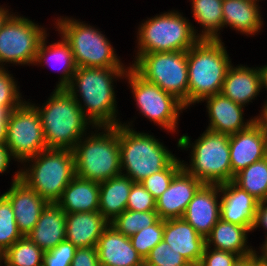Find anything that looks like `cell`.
I'll return each instance as SVG.
<instances>
[{"label": "cell", "mask_w": 267, "mask_h": 266, "mask_svg": "<svg viewBox=\"0 0 267 266\" xmlns=\"http://www.w3.org/2000/svg\"><path fill=\"white\" fill-rule=\"evenodd\" d=\"M128 68H76L71 82L65 89L75 98L95 127L121 124L117 119L113 82L117 81L116 78H125Z\"/></svg>", "instance_id": "6da1fadb"}, {"label": "cell", "mask_w": 267, "mask_h": 266, "mask_svg": "<svg viewBox=\"0 0 267 266\" xmlns=\"http://www.w3.org/2000/svg\"><path fill=\"white\" fill-rule=\"evenodd\" d=\"M32 105L41 118L48 149L72 150L89 125L96 128L66 89L55 88L43 106Z\"/></svg>", "instance_id": "7a4b0ae2"}, {"label": "cell", "mask_w": 267, "mask_h": 266, "mask_svg": "<svg viewBox=\"0 0 267 266\" xmlns=\"http://www.w3.org/2000/svg\"><path fill=\"white\" fill-rule=\"evenodd\" d=\"M221 39H200L187 51L188 107L221 93L232 65Z\"/></svg>", "instance_id": "3957f363"}, {"label": "cell", "mask_w": 267, "mask_h": 266, "mask_svg": "<svg viewBox=\"0 0 267 266\" xmlns=\"http://www.w3.org/2000/svg\"><path fill=\"white\" fill-rule=\"evenodd\" d=\"M104 130L98 132V130ZM72 149L75 176L95 182L107 181L122 173L119 147V125L96 127Z\"/></svg>", "instance_id": "277c9868"}, {"label": "cell", "mask_w": 267, "mask_h": 266, "mask_svg": "<svg viewBox=\"0 0 267 266\" xmlns=\"http://www.w3.org/2000/svg\"><path fill=\"white\" fill-rule=\"evenodd\" d=\"M194 142L191 145L187 134L178 139V148L186 150L192 147L191 162L189 165L184 162L183 168L203 184L220 185L233 181L229 135L205 130Z\"/></svg>", "instance_id": "5b68a950"}, {"label": "cell", "mask_w": 267, "mask_h": 266, "mask_svg": "<svg viewBox=\"0 0 267 266\" xmlns=\"http://www.w3.org/2000/svg\"><path fill=\"white\" fill-rule=\"evenodd\" d=\"M128 124H119L121 174L130 177L133 182H141L165 169L177 158L153 135L137 132L130 125L132 122Z\"/></svg>", "instance_id": "8992f818"}, {"label": "cell", "mask_w": 267, "mask_h": 266, "mask_svg": "<svg viewBox=\"0 0 267 266\" xmlns=\"http://www.w3.org/2000/svg\"><path fill=\"white\" fill-rule=\"evenodd\" d=\"M29 167L25 168V164ZM25 163V164H24ZM19 179L48 203H56L63 190L75 177L74 154L71 149H47L23 162Z\"/></svg>", "instance_id": "52a82bcc"}, {"label": "cell", "mask_w": 267, "mask_h": 266, "mask_svg": "<svg viewBox=\"0 0 267 266\" xmlns=\"http://www.w3.org/2000/svg\"><path fill=\"white\" fill-rule=\"evenodd\" d=\"M137 33V55L188 51L200 40L194 25L175 10L147 18Z\"/></svg>", "instance_id": "ba28073f"}, {"label": "cell", "mask_w": 267, "mask_h": 266, "mask_svg": "<svg viewBox=\"0 0 267 266\" xmlns=\"http://www.w3.org/2000/svg\"><path fill=\"white\" fill-rule=\"evenodd\" d=\"M55 24L70 44L77 68H126L99 29L71 17H58Z\"/></svg>", "instance_id": "9c48e42d"}, {"label": "cell", "mask_w": 267, "mask_h": 266, "mask_svg": "<svg viewBox=\"0 0 267 266\" xmlns=\"http://www.w3.org/2000/svg\"><path fill=\"white\" fill-rule=\"evenodd\" d=\"M130 67L144 80L174 95L188 107L187 51L136 55Z\"/></svg>", "instance_id": "30bf717a"}, {"label": "cell", "mask_w": 267, "mask_h": 266, "mask_svg": "<svg viewBox=\"0 0 267 266\" xmlns=\"http://www.w3.org/2000/svg\"><path fill=\"white\" fill-rule=\"evenodd\" d=\"M125 78L128 79L139 113L168 132H176L179 114L186 109L183 103L159 86L144 80L130 66Z\"/></svg>", "instance_id": "8fae6325"}, {"label": "cell", "mask_w": 267, "mask_h": 266, "mask_svg": "<svg viewBox=\"0 0 267 266\" xmlns=\"http://www.w3.org/2000/svg\"><path fill=\"white\" fill-rule=\"evenodd\" d=\"M13 14L0 30V68H4L7 62L23 66L33 64L39 44L47 34L43 26L27 17Z\"/></svg>", "instance_id": "7c38bea8"}, {"label": "cell", "mask_w": 267, "mask_h": 266, "mask_svg": "<svg viewBox=\"0 0 267 266\" xmlns=\"http://www.w3.org/2000/svg\"><path fill=\"white\" fill-rule=\"evenodd\" d=\"M5 146L12 158L21 164L47 150L41 118L31 102L11 111L7 122Z\"/></svg>", "instance_id": "4fadbf2b"}, {"label": "cell", "mask_w": 267, "mask_h": 266, "mask_svg": "<svg viewBox=\"0 0 267 266\" xmlns=\"http://www.w3.org/2000/svg\"><path fill=\"white\" fill-rule=\"evenodd\" d=\"M230 161L235 176L252 163L267 157V138L258 119L248 128L229 135Z\"/></svg>", "instance_id": "5bb4252c"}, {"label": "cell", "mask_w": 267, "mask_h": 266, "mask_svg": "<svg viewBox=\"0 0 267 266\" xmlns=\"http://www.w3.org/2000/svg\"><path fill=\"white\" fill-rule=\"evenodd\" d=\"M13 177L11 188L3 195L12 205L19 232L27 236L36 226L48 202L19 179V171Z\"/></svg>", "instance_id": "9a60e30c"}, {"label": "cell", "mask_w": 267, "mask_h": 266, "mask_svg": "<svg viewBox=\"0 0 267 266\" xmlns=\"http://www.w3.org/2000/svg\"><path fill=\"white\" fill-rule=\"evenodd\" d=\"M203 183L182 168L169 187L156 199V212L162 220L182 218L189 202Z\"/></svg>", "instance_id": "2e32d148"}, {"label": "cell", "mask_w": 267, "mask_h": 266, "mask_svg": "<svg viewBox=\"0 0 267 266\" xmlns=\"http://www.w3.org/2000/svg\"><path fill=\"white\" fill-rule=\"evenodd\" d=\"M219 198L220 185L203 184L189 202L182 217L205 239L221 219Z\"/></svg>", "instance_id": "e0dca14e"}, {"label": "cell", "mask_w": 267, "mask_h": 266, "mask_svg": "<svg viewBox=\"0 0 267 266\" xmlns=\"http://www.w3.org/2000/svg\"><path fill=\"white\" fill-rule=\"evenodd\" d=\"M220 194V218L252 232L259 201L233 181L220 184Z\"/></svg>", "instance_id": "ac0fdd59"}, {"label": "cell", "mask_w": 267, "mask_h": 266, "mask_svg": "<svg viewBox=\"0 0 267 266\" xmlns=\"http://www.w3.org/2000/svg\"><path fill=\"white\" fill-rule=\"evenodd\" d=\"M202 101L207 103L210 122L206 130L215 133L231 135L248 128L257 119L254 116L244 122V106L233 102L222 93L206 97Z\"/></svg>", "instance_id": "d6986e66"}, {"label": "cell", "mask_w": 267, "mask_h": 266, "mask_svg": "<svg viewBox=\"0 0 267 266\" xmlns=\"http://www.w3.org/2000/svg\"><path fill=\"white\" fill-rule=\"evenodd\" d=\"M192 266H198L206 246L202 237L183 218L164 220L163 239Z\"/></svg>", "instance_id": "ffe728a7"}, {"label": "cell", "mask_w": 267, "mask_h": 266, "mask_svg": "<svg viewBox=\"0 0 267 266\" xmlns=\"http://www.w3.org/2000/svg\"><path fill=\"white\" fill-rule=\"evenodd\" d=\"M96 247L100 265L144 266V260L132 246L130 238L110 224L102 232Z\"/></svg>", "instance_id": "44dd1931"}, {"label": "cell", "mask_w": 267, "mask_h": 266, "mask_svg": "<svg viewBox=\"0 0 267 266\" xmlns=\"http://www.w3.org/2000/svg\"><path fill=\"white\" fill-rule=\"evenodd\" d=\"M262 87L260 67L231 65L226 73L221 93L233 102L246 106L257 98Z\"/></svg>", "instance_id": "7402d4cb"}, {"label": "cell", "mask_w": 267, "mask_h": 266, "mask_svg": "<svg viewBox=\"0 0 267 266\" xmlns=\"http://www.w3.org/2000/svg\"><path fill=\"white\" fill-rule=\"evenodd\" d=\"M66 213L57 203H48L41 211L36 226L27 235L44 252L66 240Z\"/></svg>", "instance_id": "603a6c76"}, {"label": "cell", "mask_w": 267, "mask_h": 266, "mask_svg": "<svg viewBox=\"0 0 267 266\" xmlns=\"http://www.w3.org/2000/svg\"><path fill=\"white\" fill-rule=\"evenodd\" d=\"M109 222L99 212L66 213V240L76 248L97 246Z\"/></svg>", "instance_id": "cb8c5ba5"}, {"label": "cell", "mask_w": 267, "mask_h": 266, "mask_svg": "<svg viewBox=\"0 0 267 266\" xmlns=\"http://www.w3.org/2000/svg\"><path fill=\"white\" fill-rule=\"evenodd\" d=\"M99 190L98 182L75 176L56 203L65 213L96 212L99 211Z\"/></svg>", "instance_id": "d4e9b609"}, {"label": "cell", "mask_w": 267, "mask_h": 266, "mask_svg": "<svg viewBox=\"0 0 267 266\" xmlns=\"http://www.w3.org/2000/svg\"><path fill=\"white\" fill-rule=\"evenodd\" d=\"M47 35L48 34L43 37L39 44L33 65L46 63V65H52L51 68L57 65L58 68L56 67V69L60 70L62 75L59 78L60 80L56 85V89H65L71 82L72 76L77 68L74 62L73 52L70 48V44L62 35L60 36L61 41L59 40L47 46ZM50 61H53L54 65Z\"/></svg>", "instance_id": "484cf974"}, {"label": "cell", "mask_w": 267, "mask_h": 266, "mask_svg": "<svg viewBox=\"0 0 267 266\" xmlns=\"http://www.w3.org/2000/svg\"><path fill=\"white\" fill-rule=\"evenodd\" d=\"M223 28L229 26L241 34L255 35L261 31L263 21L260 7L249 0H223Z\"/></svg>", "instance_id": "4316f807"}, {"label": "cell", "mask_w": 267, "mask_h": 266, "mask_svg": "<svg viewBox=\"0 0 267 266\" xmlns=\"http://www.w3.org/2000/svg\"><path fill=\"white\" fill-rule=\"evenodd\" d=\"M249 232L251 231L245 226L225 222L220 219L206 237V246L245 257L256 251L252 246L247 245V235Z\"/></svg>", "instance_id": "83f0119b"}, {"label": "cell", "mask_w": 267, "mask_h": 266, "mask_svg": "<svg viewBox=\"0 0 267 266\" xmlns=\"http://www.w3.org/2000/svg\"><path fill=\"white\" fill-rule=\"evenodd\" d=\"M133 183L123 174L99 183V212L109 223L126 210Z\"/></svg>", "instance_id": "f1b7e54d"}, {"label": "cell", "mask_w": 267, "mask_h": 266, "mask_svg": "<svg viewBox=\"0 0 267 266\" xmlns=\"http://www.w3.org/2000/svg\"><path fill=\"white\" fill-rule=\"evenodd\" d=\"M193 17L202 26L200 39H221L223 29V0H191Z\"/></svg>", "instance_id": "f546056e"}, {"label": "cell", "mask_w": 267, "mask_h": 266, "mask_svg": "<svg viewBox=\"0 0 267 266\" xmlns=\"http://www.w3.org/2000/svg\"><path fill=\"white\" fill-rule=\"evenodd\" d=\"M233 182L260 201H267V157L238 172Z\"/></svg>", "instance_id": "4dcf8cb0"}, {"label": "cell", "mask_w": 267, "mask_h": 266, "mask_svg": "<svg viewBox=\"0 0 267 266\" xmlns=\"http://www.w3.org/2000/svg\"><path fill=\"white\" fill-rule=\"evenodd\" d=\"M44 251L22 236L4 252V266H42Z\"/></svg>", "instance_id": "1f68e13d"}, {"label": "cell", "mask_w": 267, "mask_h": 266, "mask_svg": "<svg viewBox=\"0 0 267 266\" xmlns=\"http://www.w3.org/2000/svg\"><path fill=\"white\" fill-rule=\"evenodd\" d=\"M158 219L156 211L137 212L126 209L109 224L123 235L131 237L143 228L153 225Z\"/></svg>", "instance_id": "d6a6232c"}, {"label": "cell", "mask_w": 267, "mask_h": 266, "mask_svg": "<svg viewBox=\"0 0 267 266\" xmlns=\"http://www.w3.org/2000/svg\"><path fill=\"white\" fill-rule=\"evenodd\" d=\"M22 237L14 217L11 203L0 195V250L4 253Z\"/></svg>", "instance_id": "836d02e7"}, {"label": "cell", "mask_w": 267, "mask_h": 266, "mask_svg": "<svg viewBox=\"0 0 267 266\" xmlns=\"http://www.w3.org/2000/svg\"><path fill=\"white\" fill-rule=\"evenodd\" d=\"M164 220L158 219L153 225L143 228L130 238L131 244L143 260L150 251L163 239Z\"/></svg>", "instance_id": "e575fe53"}, {"label": "cell", "mask_w": 267, "mask_h": 266, "mask_svg": "<svg viewBox=\"0 0 267 266\" xmlns=\"http://www.w3.org/2000/svg\"><path fill=\"white\" fill-rule=\"evenodd\" d=\"M183 162L184 160L176 158L165 169L146 177L141 184L155 199H158L167 190L174 176L183 168Z\"/></svg>", "instance_id": "d590c367"}, {"label": "cell", "mask_w": 267, "mask_h": 266, "mask_svg": "<svg viewBox=\"0 0 267 266\" xmlns=\"http://www.w3.org/2000/svg\"><path fill=\"white\" fill-rule=\"evenodd\" d=\"M144 265L155 266H192L186 259L171 249L169 244L161 240L144 260Z\"/></svg>", "instance_id": "8d00e7d4"}, {"label": "cell", "mask_w": 267, "mask_h": 266, "mask_svg": "<svg viewBox=\"0 0 267 266\" xmlns=\"http://www.w3.org/2000/svg\"><path fill=\"white\" fill-rule=\"evenodd\" d=\"M11 75L6 68H0V107H19L25 102Z\"/></svg>", "instance_id": "74e56055"}, {"label": "cell", "mask_w": 267, "mask_h": 266, "mask_svg": "<svg viewBox=\"0 0 267 266\" xmlns=\"http://www.w3.org/2000/svg\"><path fill=\"white\" fill-rule=\"evenodd\" d=\"M127 210L137 212L156 211V199L141 182H134L127 201Z\"/></svg>", "instance_id": "f35d334b"}, {"label": "cell", "mask_w": 267, "mask_h": 266, "mask_svg": "<svg viewBox=\"0 0 267 266\" xmlns=\"http://www.w3.org/2000/svg\"><path fill=\"white\" fill-rule=\"evenodd\" d=\"M76 249L71 242L64 240L55 248L44 252L42 266H71Z\"/></svg>", "instance_id": "ab89813d"}, {"label": "cell", "mask_w": 267, "mask_h": 266, "mask_svg": "<svg viewBox=\"0 0 267 266\" xmlns=\"http://www.w3.org/2000/svg\"><path fill=\"white\" fill-rule=\"evenodd\" d=\"M240 256L205 246L198 266H233Z\"/></svg>", "instance_id": "60d3db41"}, {"label": "cell", "mask_w": 267, "mask_h": 266, "mask_svg": "<svg viewBox=\"0 0 267 266\" xmlns=\"http://www.w3.org/2000/svg\"><path fill=\"white\" fill-rule=\"evenodd\" d=\"M71 266H100L97 247L77 248Z\"/></svg>", "instance_id": "b9f144b4"}, {"label": "cell", "mask_w": 267, "mask_h": 266, "mask_svg": "<svg viewBox=\"0 0 267 266\" xmlns=\"http://www.w3.org/2000/svg\"><path fill=\"white\" fill-rule=\"evenodd\" d=\"M18 107H0V145H5L7 139V122L11 111Z\"/></svg>", "instance_id": "7bdbcfd3"}, {"label": "cell", "mask_w": 267, "mask_h": 266, "mask_svg": "<svg viewBox=\"0 0 267 266\" xmlns=\"http://www.w3.org/2000/svg\"><path fill=\"white\" fill-rule=\"evenodd\" d=\"M262 226L267 230V201H260L257 206V212L255 217V223L252 231ZM267 237V234H266Z\"/></svg>", "instance_id": "ee69618b"}, {"label": "cell", "mask_w": 267, "mask_h": 266, "mask_svg": "<svg viewBox=\"0 0 267 266\" xmlns=\"http://www.w3.org/2000/svg\"><path fill=\"white\" fill-rule=\"evenodd\" d=\"M12 159L8 148L5 145H0V174L6 172Z\"/></svg>", "instance_id": "f6af8a7d"}, {"label": "cell", "mask_w": 267, "mask_h": 266, "mask_svg": "<svg viewBox=\"0 0 267 266\" xmlns=\"http://www.w3.org/2000/svg\"><path fill=\"white\" fill-rule=\"evenodd\" d=\"M257 251L251 254V266H267V260H264L260 255V253H256Z\"/></svg>", "instance_id": "bcb514c9"}, {"label": "cell", "mask_w": 267, "mask_h": 266, "mask_svg": "<svg viewBox=\"0 0 267 266\" xmlns=\"http://www.w3.org/2000/svg\"><path fill=\"white\" fill-rule=\"evenodd\" d=\"M261 76H262V87H264L267 90V65H264L263 67H260ZM267 110V100L264 101V105L262 107V111Z\"/></svg>", "instance_id": "7dc6e473"}, {"label": "cell", "mask_w": 267, "mask_h": 266, "mask_svg": "<svg viewBox=\"0 0 267 266\" xmlns=\"http://www.w3.org/2000/svg\"><path fill=\"white\" fill-rule=\"evenodd\" d=\"M10 15L11 13H9V10L6 9L5 6L4 7L0 6V30Z\"/></svg>", "instance_id": "c3c4849f"}, {"label": "cell", "mask_w": 267, "mask_h": 266, "mask_svg": "<svg viewBox=\"0 0 267 266\" xmlns=\"http://www.w3.org/2000/svg\"><path fill=\"white\" fill-rule=\"evenodd\" d=\"M233 266H251V254L245 257H240Z\"/></svg>", "instance_id": "681fc988"}, {"label": "cell", "mask_w": 267, "mask_h": 266, "mask_svg": "<svg viewBox=\"0 0 267 266\" xmlns=\"http://www.w3.org/2000/svg\"><path fill=\"white\" fill-rule=\"evenodd\" d=\"M257 119L259 122L262 124L264 127L265 133H266V138H267V110H264L260 113L259 116H257Z\"/></svg>", "instance_id": "f907efd6"}, {"label": "cell", "mask_w": 267, "mask_h": 266, "mask_svg": "<svg viewBox=\"0 0 267 266\" xmlns=\"http://www.w3.org/2000/svg\"><path fill=\"white\" fill-rule=\"evenodd\" d=\"M261 249V254L260 256L264 259L267 260V237L264 241V243L259 247Z\"/></svg>", "instance_id": "816d5d0a"}, {"label": "cell", "mask_w": 267, "mask_h": 266, "mask_svg": "<svg viewBox=\"0 0 267 266\" xmlns=\"http://www.w3.org/2000/svg\"><path fill=\"white\" fill-rule=\"evenodd\" d=\"M2 263H4V253L0 250V266H3Z\"/></svg>", "instance_id": "f5cc1de1"}, {"label": "cell", "mask_w": 267, "mask_h": 266, "mask_svg": "<svg viewBox=\"0 0 267 266\" xmlns=\"http://www.w3.org/2000/svg\"><path fill=\"white\" fill-rule=\"evenodd\" d=\"M249 1H252V2H255V3L259 4L258 2H259L260 0H249Z\"/></svg>", "instance_id": "db71d44e"}]
</instances>
